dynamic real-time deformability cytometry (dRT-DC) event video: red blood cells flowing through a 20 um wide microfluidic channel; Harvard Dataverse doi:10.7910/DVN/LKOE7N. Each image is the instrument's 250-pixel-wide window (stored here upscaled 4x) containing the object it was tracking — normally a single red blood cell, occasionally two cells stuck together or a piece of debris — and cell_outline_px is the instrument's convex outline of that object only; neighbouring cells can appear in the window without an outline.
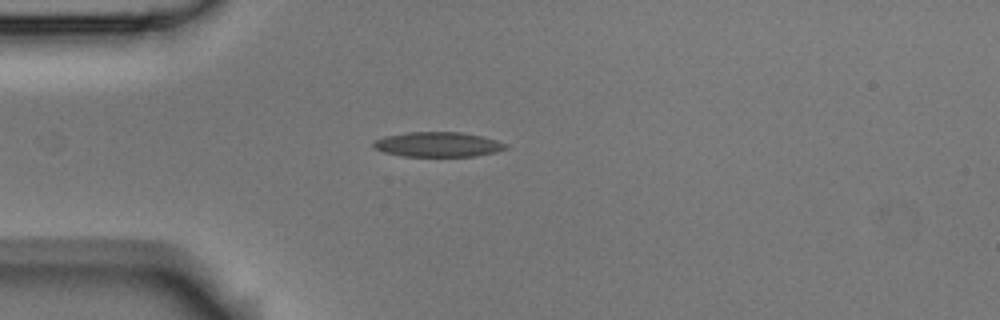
{"species": "Egyptian fruit bat (a non-hibernating species)", "species_latin": "Rousettus aegyptiacus", "temperature_condition": "room temperature", "stored_images_in_passage": 33, "camera_frame_rate_fps": 3000, "um_per_image_px": 0.085, "animal": {"sex": "male"}, "frame": {"image": 1, "passage_image": 9, "time_ms": 2.667, "image_size_px": [1000, 320], "cell_outline_px": [[508, 148], [496, 152], [476, 156], [404, 156], [384, 152], [376, 148], [372, 144], [372, 140], [384, 136], [408, 132], [460, 132], [480, 136], [496, 140], [508, 144]], "centroid_in_image_um": [37.22, 12.27], "position_along_channel_um": 47.8, "area_um2": 19.13}}
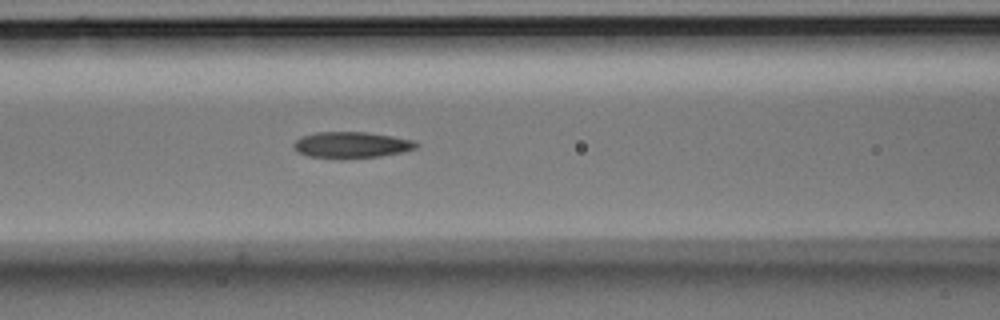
{"frame": {"image": 2, "passage_image": 17, "time_ms": 5.333, "image_size_px": [1000, 320], "cell_outline_px": [[420, 144], [416, 148], [404, 152], [380, 156], [340, 160], [308, 156], [300, 152], [292, 144], [300, 136], [316, 132], [368, 132], [416, 140]], "centroid_in_image_um": [29.91, 12.33], "position_along_channel_um": 136.7, "area_um2": 19.13}}
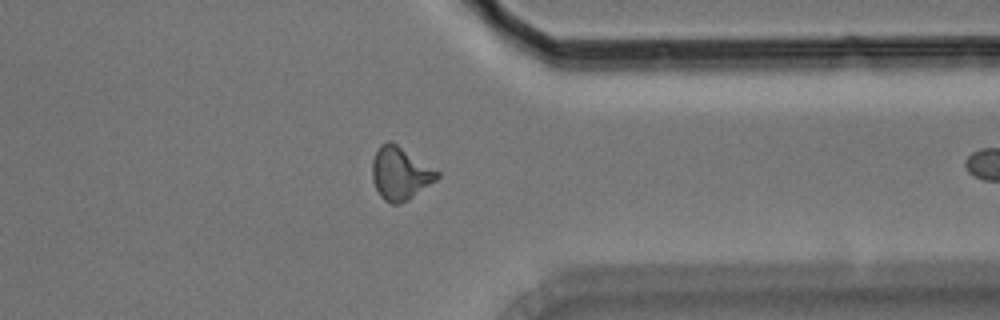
{"frame": {"image": 3, "passage_image": 32, "time_ms": 10.333, "image_size_px": [1000, 320], "cell_outline_px": [[440, 176], [436, 180], [408, 200], [400, 204], [392, 204], [384, 200], [380, 196], [372, 180], [372, 160], [380, 144], [388, 140], [396, 144], [440, 172]], "centroid_in_image_um": [34.0, 14.75], "position_along_channel_um": 377.4, "area_um2": 19.88}}